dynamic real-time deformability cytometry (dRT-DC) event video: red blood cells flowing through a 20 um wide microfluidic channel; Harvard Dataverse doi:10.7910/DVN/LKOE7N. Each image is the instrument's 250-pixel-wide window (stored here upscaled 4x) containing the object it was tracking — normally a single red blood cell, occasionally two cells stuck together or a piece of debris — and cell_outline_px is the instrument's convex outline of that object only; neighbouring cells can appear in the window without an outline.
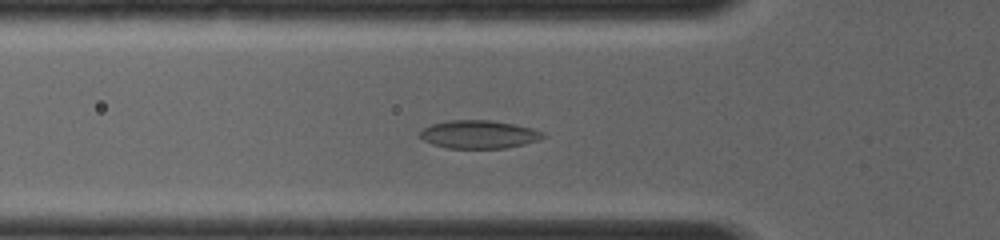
{"species": "common noctule bat (a hibernating species)", "species_latin": "Nyctalus noctula", "temperature_condition": "room temperature", "stored_images_in_passage": 11, "camera_frame_rate_fps": 4000, "um_per_image_px": 0.085, "animal": {"sex": "female", "body_mass_g": 19.0, "forearm_length_mm": 56.7}, "frame": {"image": 1, "passage_image": 10, "time_ms": 3.5, "image_size_px": [1000, 240], "cell_outline_px": [[548, 136], [540, 140], [524, 144], [504, 148], [448, 148], [432, 144], [424, 140], [420, 136], [420, 132], [424, 128], [432, 124], [448, 120], [492, 120], [516, 124], [532, 128], [544, 132]], "centroid_in_image_um": [40.76, 11.42], "position_along_channel_um": 85.0, "area_um2": 20.29}}